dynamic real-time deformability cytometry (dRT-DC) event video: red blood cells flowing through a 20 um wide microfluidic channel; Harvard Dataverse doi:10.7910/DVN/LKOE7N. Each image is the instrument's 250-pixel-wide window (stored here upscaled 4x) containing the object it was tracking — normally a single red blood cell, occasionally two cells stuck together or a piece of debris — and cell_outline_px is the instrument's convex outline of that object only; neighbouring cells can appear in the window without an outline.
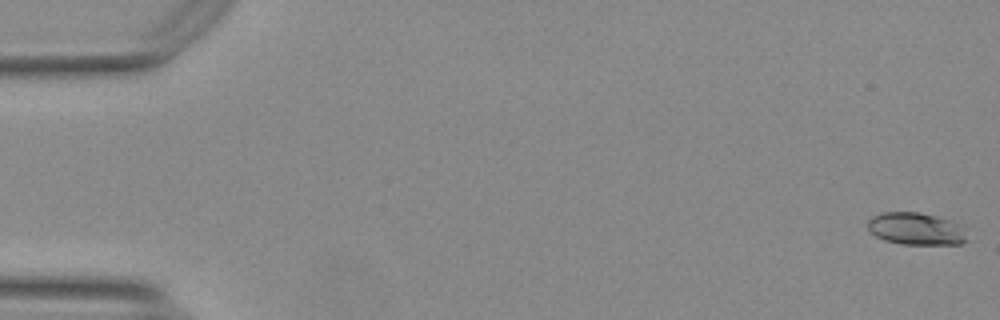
{"species": "Egyptian fruit bat (a non-hibernating species)", "species_latin": "Rousettus aegyptiacus", "temperature_condition": "warm", "stored_images_in_passage": 55, "camera_frame_rate_fps": 3000, "um_per_image_px": 0.085, "animal": {"sex": "female"}, "frame": {"image": 1, "passage_image": 1, "time_ms": 0.0, "image_size_px": [1000, 320], "cell_outline_px": [[968, 240], [960, 244], [900, 244], [884, 240], [868, 232], [868, 220], [872, 216], [884, 212], [920, 212], [936, 216], [960, 224]], "centroid_in_image_um": [77.83, 19.45], "position_along_channel_um": 7.2, "area_um2": 18.73}}
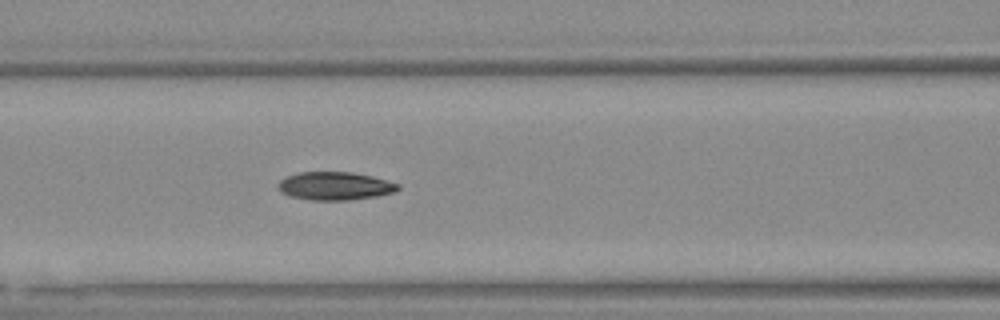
{"frame": {"image": 2, "passage_image": 24, "time_ms": 7.667, "image_size_px": [1000, 320], "cell_outline_px": [[400, 188], [396, 192], [376, 196], [348, 200], [308, 200], [292, 196], [280, 192], [276, 184], [284, 176], [296, 172], [352, 172], [372, 176], [400, 184]], "centroid_in_image_um": [28.44, 15.8], "position_along_channel_um": 138.2, "area_um2": 19.88}}
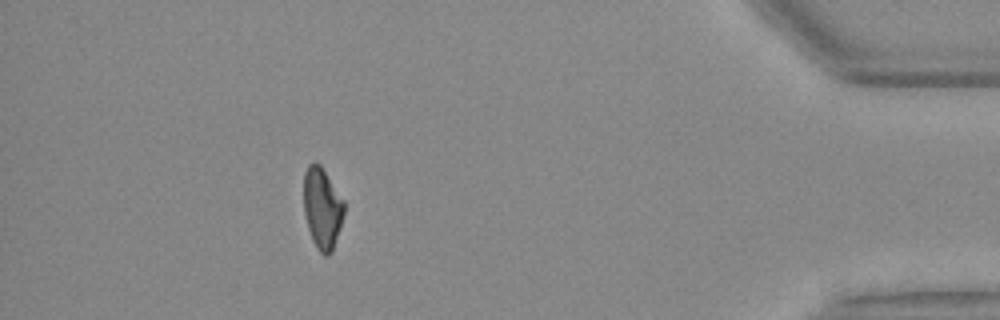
{"frame": {"image": 3, "passage_image": 50, "time_ms": 16.333, "image_size_px": [1000, 320], "cell_outline_px": [[344, 212], [340, 228], [332, 252], [328, 256], [324, 256], [316, 248], [312, 240], [308, 228], [304, 212], [304, 172], [308, 164], [320, 164], [344, 200]], "centroid_in_image_um": [27.39, 17.72], "position_along_channel_um": 407.8, "area_um2": 19.07}, "authors_computed_cell_mechanics": {"area_um2": 19.3052, "velocity_mm_per_s": 3.7179, "shape_relaxation_time_tau1_ms": 4.3684, "shape_relaxation_time_tau2_ms": 1.9678, "deformation_change_tau1": 0.1779, "deformation_change_tau2": 0.0846}}